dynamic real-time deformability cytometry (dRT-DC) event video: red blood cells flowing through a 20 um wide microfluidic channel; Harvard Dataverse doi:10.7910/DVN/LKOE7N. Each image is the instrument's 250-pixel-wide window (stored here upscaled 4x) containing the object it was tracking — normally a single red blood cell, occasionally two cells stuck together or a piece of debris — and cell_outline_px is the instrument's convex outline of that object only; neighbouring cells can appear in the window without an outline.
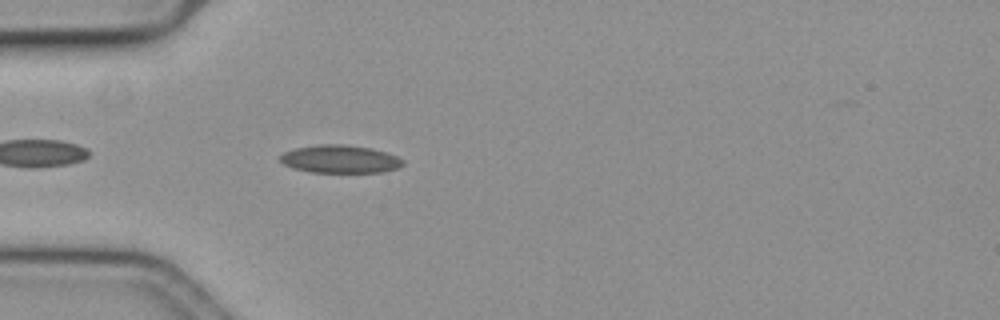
{"species": "common noctule bat (a hibernating species)", "species_latin": "Nyctalus noctula", "temperature_condition": "cold", "stored_images_in_passage": 42, "camera_frame_rate_fps": 3000, "um_per_image_px": 0.085, "animal": {"sex": "female", "body_mass_g": 19.3, "forearm_length_mm": 54.1}, "frame": {"image": 1, "passage_image": 1, "time_ms": 0.0, "image_size_px": [1000, 320], "cell_outline_px": [[404, 164], [396, 168], [384, 172], [308, 172], [292, 168], [284, 164], [280, 160], [280, 156], [284, 152], [296, 148], [320, 144], [344, 144], [372, 148], [396, 156], [404, 160]], "centroid_in_image_um": [28.9, 13.52], "position_along_channel_um": 56.1, "area_um2": 19.94}}
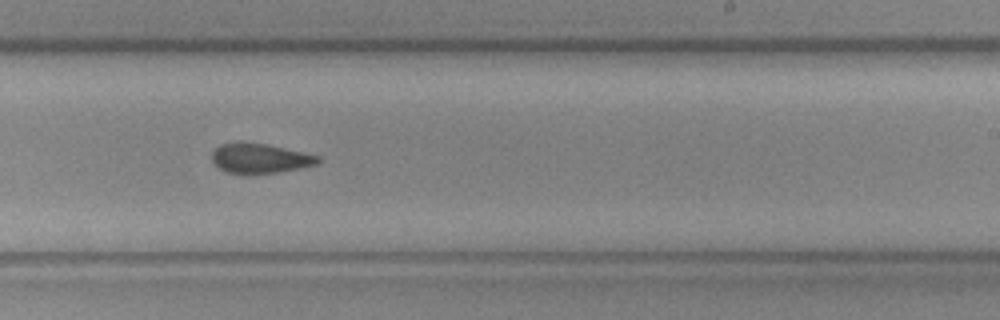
{"frame": {"image": 2, "passage_image": 19, "time_ms": 6.0, "image_size_px": [1000, 320], "cell_outline_px": [[320, 164], [300, 168], [276, 172], [244, 176], [224, 172], [212, 160], [212, 152], [220, 144], [236, 140], [240, 140], [264, 144], [304, 152], [320, 156]], "centroid_in_image_um": [22.06, 13.46], "position_along_channel_um": 266.9, "area_um2": 19.02}}
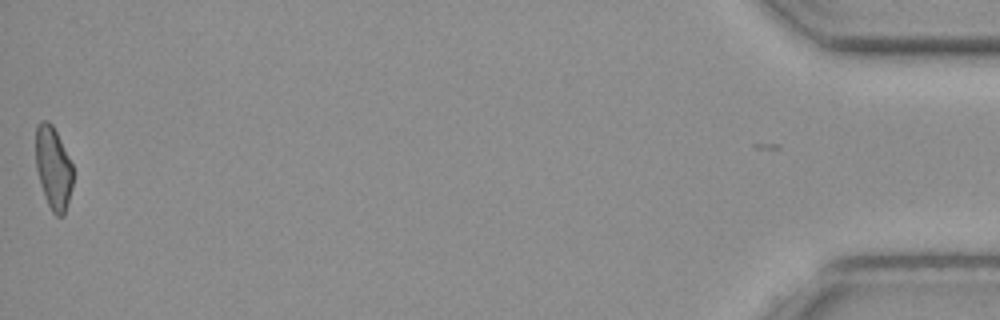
{"frame": {"image": 3, "passage_image": 41, "time_ms": 13.333, "image_size_px": [1000, 320], "cell_outline_px": [[72, 188], [64, 216], [56, 216], [52, 212], [48, 204], [40, 184], [36, 168], [36, 124], [40, 120], [48, 120], [52, 124], [72, 164]], "centroid_in_image_um": [4.52, 14.27], "position_along_channel_um": 430.7, "area_um2": 17.86}, "authors_computed_cell_mechanics": {"area_um2": 19.1029, "velocity_mm_per_s": 3.6276, "shape_relaxation_time_tau1_ms": null, "shape_relaxation_time_tau2_ms": 6.0947, "deformation_change_tau1": null, "deformation_change_tau2": 0.1128}}